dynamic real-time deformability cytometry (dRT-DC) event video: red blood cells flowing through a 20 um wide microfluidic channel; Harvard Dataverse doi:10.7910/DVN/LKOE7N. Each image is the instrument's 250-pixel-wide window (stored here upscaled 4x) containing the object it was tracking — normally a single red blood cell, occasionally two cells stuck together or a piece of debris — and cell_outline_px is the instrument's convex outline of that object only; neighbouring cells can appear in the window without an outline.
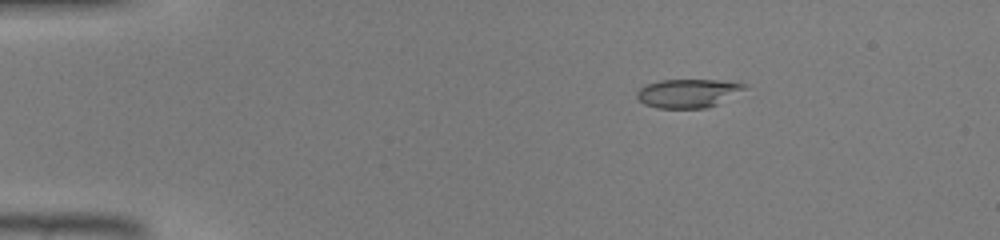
{"species": "common noctule bat (a hibernating species)", "species_latin": "Nyctalus noctula", "temperature_condition": "warm", "stored_images_in_passage": 46, "camera_frame_rate_fps": 3000, "um_per_image_px": 0.085, "animal": {"sex": "male", "body_mass_g": 19.0, "forearm_length_mm": 50.8}, "frame": {"image": 1, "passage_image": 8, "time_ms": 2.333, "image_size_px": [1000, 240], "cell_outline_px": [[748, 88], [708, 108], [656, 108], [644, 104], [636, 96], [636, 92], [644, 84], [660, 80], [716, 80], [748, 84]], "centroid_in_image_um": [58.45, 7.92], "position_along_channel_um": 26.5, "area_um2": 17.98}}
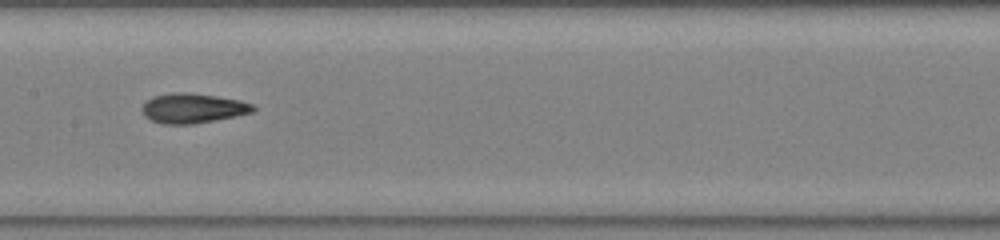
{"frame": {"image": 2, "passage_image": 24, "time_ms": 7.667, "image_size_px": [1000, 240], "cell_outline_px": [[256, 108], [252, 112], [236, 116], [192, 124], [164, 124], [152, 120], [144, 116], [140, 108], [152, 96], [172, 92], [188, 92], [216, 96], [240, 100], [252, 104]], "centroid_in_image_um": [16.37, 9.19], "position_along_channel_um": 191.0, "area_um2": 19.25}}
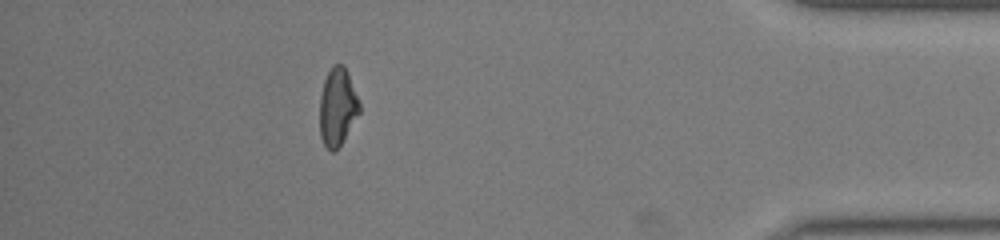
{"frame": {"image": 3, "passage_image": 41, "time_ms": 13.333, "image_size_px": [1000, 240], "cell_outline_px": [[360, 112], [340, 144], [332, 152], [324, 144], [320, 136], [320, 96], [324, 80], [332, 64], [344, 64], [360, 100]], "centroid_in_image_um": [28.69, 9.03], "position_along_channel_um": 406.5, "area_um2": 17.92}}